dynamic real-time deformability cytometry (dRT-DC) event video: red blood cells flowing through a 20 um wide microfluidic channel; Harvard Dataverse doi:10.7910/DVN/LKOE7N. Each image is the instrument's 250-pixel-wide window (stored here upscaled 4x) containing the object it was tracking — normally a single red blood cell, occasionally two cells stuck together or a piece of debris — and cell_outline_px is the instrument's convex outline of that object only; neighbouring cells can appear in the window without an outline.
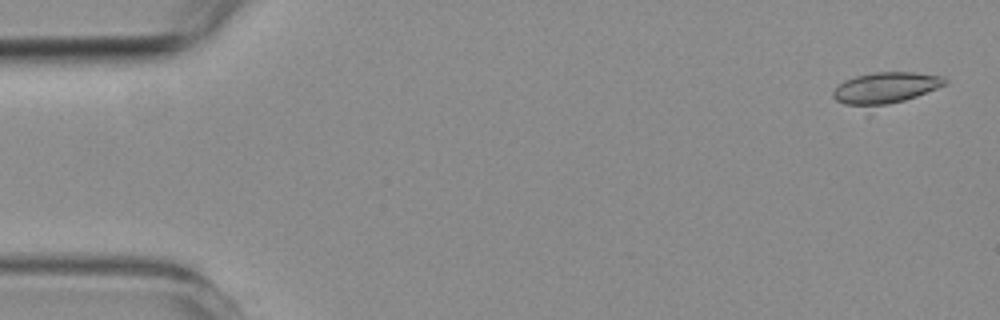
{"species": "common noctule bat (a hibernating species)", "species_latin": "Nyctalus noctula", "temperature_condition": "room temperature", "stored_images_in_passage": 4, "camera_frame_rate_fps": 3000, "um_per_image_px": 0.085, "animal": {"sex": "female", "body_mass_g": 19.3, "forearm_length_mm": 54.1}, "frame": {"image": 1, "passage_image": 1, "time_ms": 0.0, "image_size_px": [1000, 320], "cell_outline_px": [[948, 80], [944, 84], [936, 88], [868, 116], [836, 100], [832, 96], [832, 92], [844, 80], [856, 76], [872, 72], [916, 72], [944, 76]], "centroid_in_image_um": [75.16, 7.62], "position_along_channel_um": 9.8, "area_um2": 22.37}}